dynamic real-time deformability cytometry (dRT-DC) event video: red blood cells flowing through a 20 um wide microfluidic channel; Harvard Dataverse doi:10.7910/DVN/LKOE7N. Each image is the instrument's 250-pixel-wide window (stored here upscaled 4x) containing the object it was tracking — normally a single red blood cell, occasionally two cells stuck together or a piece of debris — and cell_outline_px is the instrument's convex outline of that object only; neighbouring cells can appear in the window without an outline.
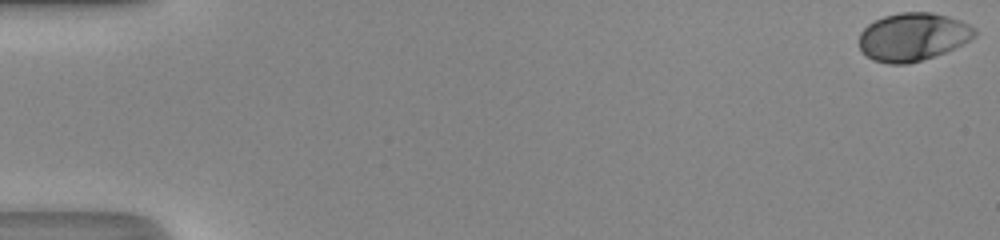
{"species": "human", "species_latin": "Homo sapiens", "temperature_condition": "room temperature", "stored_images_in_passage": 44, "camera_frame_rate_fps": 3000, "um_per_image_px": 0.085, "donor": {"sex": "male"}, "frame": {"image": 1, "passage_image": 1, "time_ms": 0.0, "image_size_px": [1000, 240], "cell_outline_px": [[976, 36], [944, 52], [908, 64], [888, 64], [872, 60], [860, 48], [860, 32], [868, 24], [884, 16], [900, 12], [932, 12], [948, 16], [960, 20], [968, 24], [976, 32]], "centroid_in_image_um": [77.56, 3.12], "position_along_channel_um": 7.4, "area_um2": 31.96}}
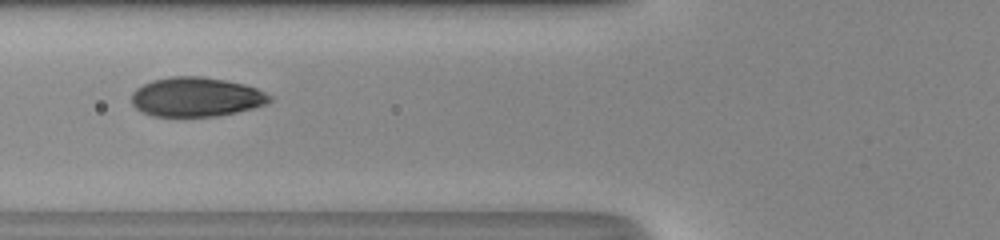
{"frame": {"image": 2, "passage_image": 21, "time_ms": 6.667, "image_size_px": [1000, 240], "cell_outline_px": [[272, 100], [264, 104], [252, 108], [236, 112], [216, 116], [152, 116], [136, 108], [132, 104], [132, 92], [136, 88], [152, 80], [172, 76], [200, 76], [224, 80], [244, 84], [256, 88], [272, 96]], "centroid_in_image_um": [16.66, 8.24], "position_along_channel_um": 109.1, "area_um2": 31.5}}
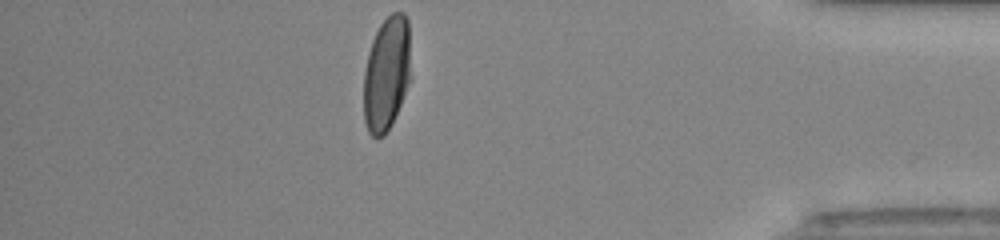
{"frame": {"image": 3, "passage_image": 44, "time_ms": 14.333, "image_size_px": [1000, 240], "cell_outline_px": [[408, 84], [392, 124], [384, 136], [372, 136], [368, 132], [364, 120], [364, 72], [368, 52], [372, 40], [380, 24], [392, 12], [404, 12], [408, 20]], "centroid_in_image_um": [32.82, 6.27], "position_along_channel_um": 402.4, "area_um2": 30.81}, "authors_computed_cell_mechanics": {"area_um2": 31.8478, "velocity_mm_per_s": 4.3279, "shape_relaxation_time_tau1_ms": 3.15, "shape_relaxation_time_tau2_ms": null, "deformation_change_tau1": 0.1784, "deformation_change_tau2": null}}